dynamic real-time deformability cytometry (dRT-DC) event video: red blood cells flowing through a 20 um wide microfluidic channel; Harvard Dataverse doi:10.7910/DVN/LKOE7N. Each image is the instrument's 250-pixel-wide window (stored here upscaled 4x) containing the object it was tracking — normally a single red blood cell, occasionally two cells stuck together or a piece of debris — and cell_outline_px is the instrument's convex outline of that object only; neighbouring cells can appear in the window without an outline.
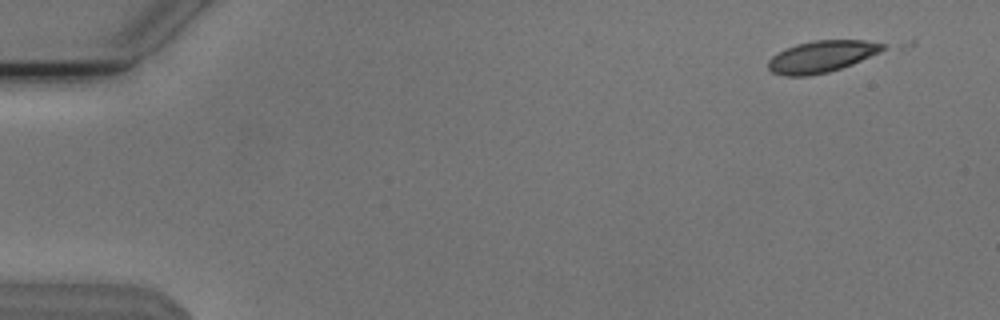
{"species": "Egyptian fruit bat (a non-hibernating species)", "species_latin": "Rousettus aegyptiacus", "temperature_condition": "cold", "stored_images_in_passage": 4, "camera_frame_rate_fps": 3000, "um_per_image_px": 0.085, "animal": {"sex": "male"}, "frame": {"image": 1, "passage_image": 2, "time_ms": 0.333, "image_size_px": [1000, 320], "cell_outline_px": [[888, 48], [880, 52], [852, 64], [828, 72], [808, 76], [784, 76], [772, 72], [768, 68], [768, 60], [772, 56], [784, 48], [796, 44], [816, 40], [864, 40], [884, 44]], "centroid_in_image_um": [69.82, 4.8], "position_along_channel_um": 15.2, "area_um2": 21.21}}